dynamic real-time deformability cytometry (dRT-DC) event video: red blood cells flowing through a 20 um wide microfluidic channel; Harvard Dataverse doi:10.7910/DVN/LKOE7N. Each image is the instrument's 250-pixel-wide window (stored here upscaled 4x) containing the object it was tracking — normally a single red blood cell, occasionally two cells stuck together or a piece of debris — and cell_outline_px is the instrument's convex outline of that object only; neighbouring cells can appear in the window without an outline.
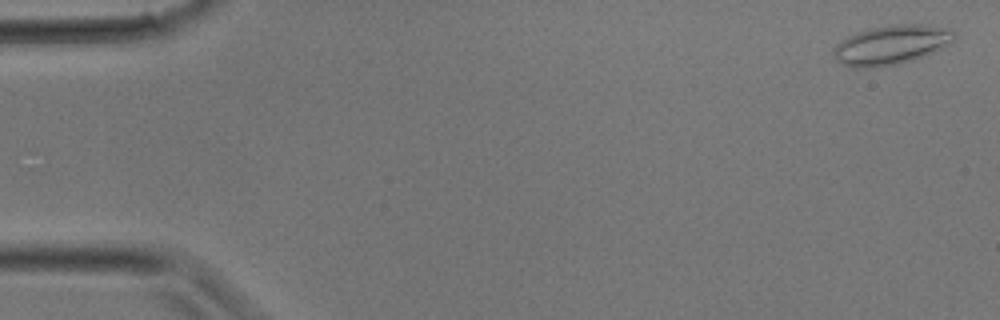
{"species": "common noctule bat (a hibernating species)", "species_latin": "Nyctalus noctula", "temperature_condition": "room temperature", "stored_images_in_passage": 11, "camera_frame_rate_fps": 3000, "um_per_image_px": 0.085, "animal": {"sex": "male", "body_mass_g": 17.9}, "frame": {"image": 1, "passage_image": 1, "time_ms": 0.0, "image_size_px": [1000, 320], "cell_outline_px": [[956, 36], [944, 48], [912, 60], [900, 64], [872, 68], [852, 68], [836, 60], [832, 52], [832, 48], [836, 44], [848, 36], [868, 28], [892, 24], [920, 24], [944, 28], [956, 32]], "centroid_in_image_um": [75.72, 3.82], "position_along_channel_um": 9.3, "area_um2": 27.8}}
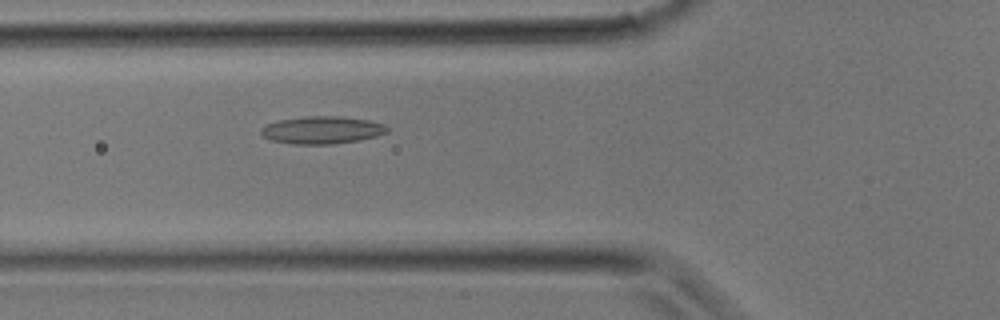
{"frame": {"image": 2, "passage_image": 11, "time_ms": 3.333, "image_size_px": [1000, 320], "cell_outline_px": [[388, 132], [376, 136], [360, 140], [332, 144], [292, 144], [272, 140], [264, 136], [260, 132], [260, 128], [264, 124], [280, 120], [304, 116], [340, 116], [368, 120], [384, 124], [388, 128]], "centroid_in_image_um": [27.36, 11.05], "position_along_channel_um": 98.4, "area_um2": 20.29}}